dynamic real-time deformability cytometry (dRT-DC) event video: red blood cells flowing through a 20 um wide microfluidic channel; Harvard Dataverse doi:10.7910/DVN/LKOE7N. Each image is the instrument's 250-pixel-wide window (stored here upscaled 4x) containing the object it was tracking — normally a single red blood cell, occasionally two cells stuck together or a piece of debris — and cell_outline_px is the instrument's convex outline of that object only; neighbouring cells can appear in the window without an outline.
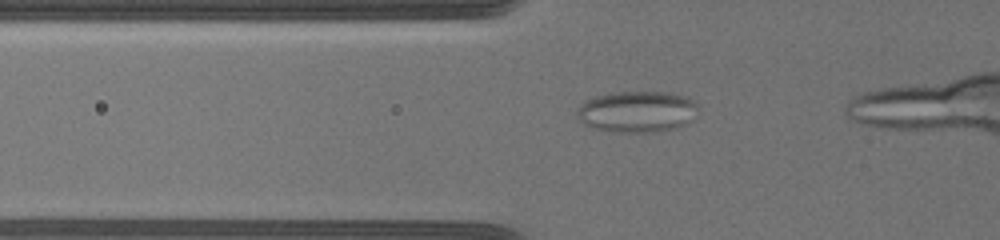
{"species": "common noctule bat (a hibernating species)", "species_latin": "Nyctalus noctula", "temperature_condition": "warm", "stored_images_in_passage": 42, "camera_frame_rate_fps": 3000, "um_per_image_px": 0.085, "animal": {"sex": "female", "body_mass_g": 19.5, "forearm_length_mm": 54.1}, "frame": {"image": 1, "passage_image": 11, "time_ms": 3.333, "image_size_px": [1000, 240], "cell_outline_px": [[696, 108], [688, 120], [684, 124], [676, 128], [652, 132], [616, 132], [592, 128], [584, 124], [576, 116], [576, 112], [580, 104], [596, 96], [620, 92], [664, 92], [688, 96], [696, 104]], "centroid_in_image_um": [54.09, 9.49], "position_along_channel_um": 71.7, "area_um2": 28.73}}
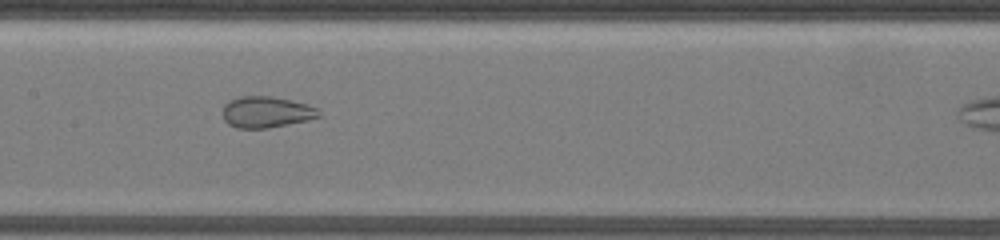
{"frame": {"image": 2, "passage_image": 21, "time_ms": 6.667, "image_size_px": [1000, 240], "cell_outline_px": [[320, 116], [308, 120], [268, 128], [236, 128], [228, 124], [224, 120], [224, 104], [240, 96], [268, 96], [292, 100], [320, 108]], "centroid_in_image_um": [22.67, 9.53], "position_along_channel_um": 184.7, "area_um2": 17.46}}
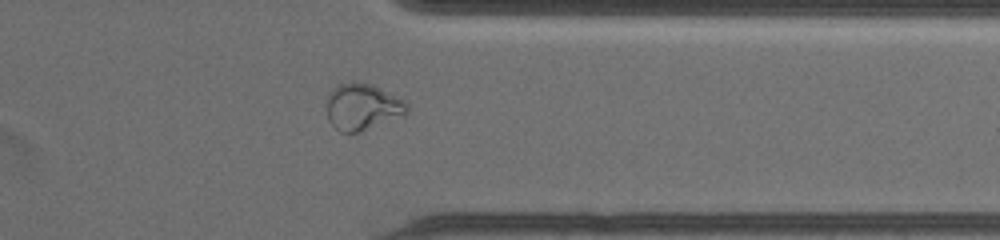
{"frame": {"image": 3, "passage_image": 38, "time_ms": 12.333, "image_size_px": [1000, 240], "cell_outline_px": [[408, 112], [356, 132], [340, 132], [328, 120], [328, 92], [332, 88], [340, 84], [352, 80], [372, 84], [404, 100], [408, 104]], "centroid_in_image_um": [30.77, 9.03], "position_along_channel_um": 380.6, "area_um2": 21.27}}